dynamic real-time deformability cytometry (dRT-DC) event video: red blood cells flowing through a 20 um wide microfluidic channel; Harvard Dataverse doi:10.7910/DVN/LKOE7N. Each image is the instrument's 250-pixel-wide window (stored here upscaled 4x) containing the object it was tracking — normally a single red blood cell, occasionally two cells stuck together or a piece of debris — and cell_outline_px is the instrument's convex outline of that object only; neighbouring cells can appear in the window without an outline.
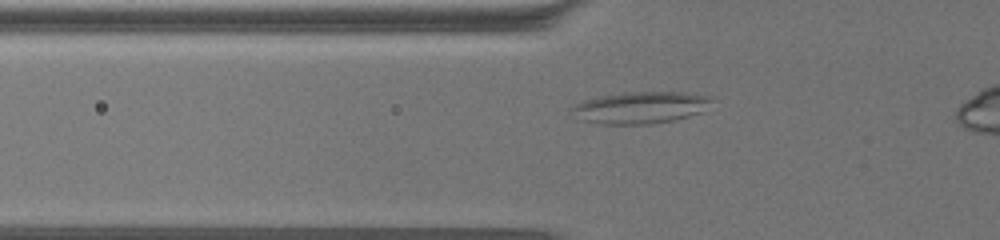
{"species": "common noctule bat (a hibernating species)", "species_latin": "Nyctalus noctula", "temperature_condition": "warm", "stored_images_in_passage": 52, "camera_frame_rate_fps": 3000, "um_per_image_px": 0.085, "animal": {"sex": "female", "body_mass_g": 19.5, "forearm_length_mm": 54.1}, "frame": {"image": 1, "passage_image": 17, "time_ms": 5.333, "image_size_px": [1000, 240], "cell_outline_px": [[716, 100], [700, 112], [688, 116], [672, 120], [652, 124], [600, 124], [584, 120], [572, 108], [576, 104], [584, 100], [600, 96], [628, 92], [684, 92], [712, 96]], "centroid_in_image_um": [54.54, 9.13], "position_along_channel_um": 71.3, "area_um2": 25.61}}
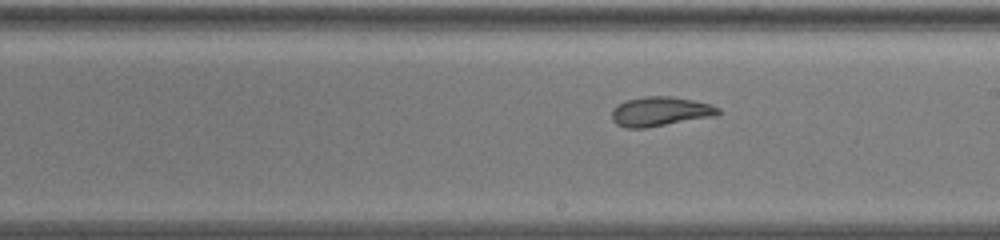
{"frame": {"image": 2, "passage_image": 32, "time_ms": 10.333, "image_size_px": [1000, 240], "cell_outline_px": [[720, 112], [716, 116], [644, 128], [624, 128], [616, 124], [612, 120], [612, 108], [616, 104], [624, 100], [644, 96], [672, 96], [692, 100], [708, 104], [720, 108]], "centroid_in_image_um": [56.06, 9.47], "position_along_channel_um": 232.9, "area_um2": 18.38}}
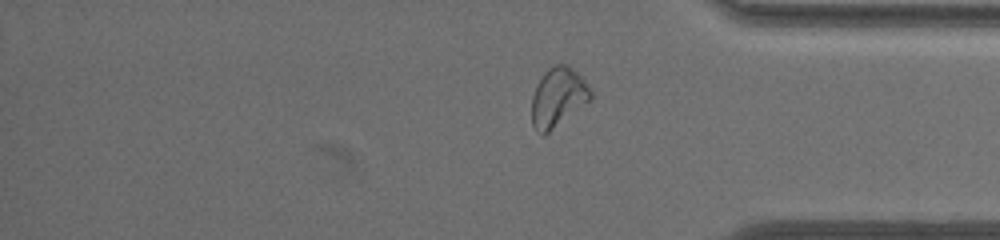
{"frame": {"image": 3, "passage_image": 47, "time_ms": 15.333, "image_size_px": [1000, 240], "cell_outline_px": [[592, 96], [588, 100], [544, 136], [540, 136], [536, 132], [532, 124], [532, 96], [536, 84], [544, 72], [548, 68], [556, 64], [564, 64], [572, 68], [584, 80], [592, 92]], "centroid_in_image_um": [47.37, 8.27], "position_along_channel_um": 387.8, "area_um2": 20.0}}